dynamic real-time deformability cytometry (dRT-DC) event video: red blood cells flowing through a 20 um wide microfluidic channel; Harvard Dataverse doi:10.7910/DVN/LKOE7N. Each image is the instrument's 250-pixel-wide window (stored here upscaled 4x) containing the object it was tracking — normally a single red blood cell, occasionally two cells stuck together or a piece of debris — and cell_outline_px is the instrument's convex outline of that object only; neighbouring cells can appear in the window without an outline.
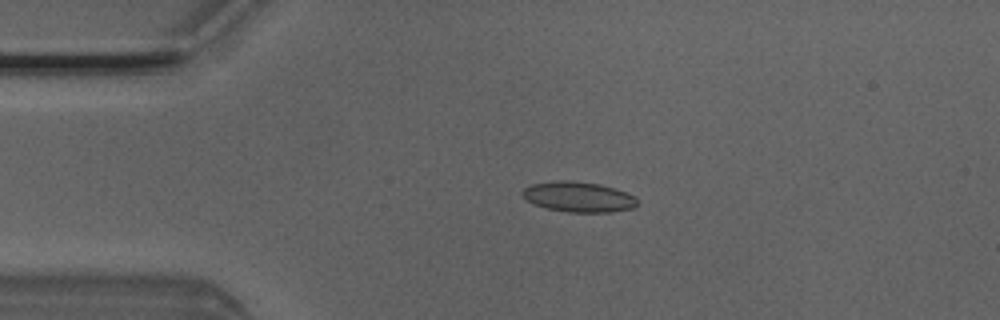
{"species": "Egyptian fruit bat (a non-hibernating species)", "species_latin": "Rousettus aegyptiacus", "temperature_condition": "room temperature", "stored_images_in_passage": 5, "camera_frame_rate_fps": 3000, "um_per_image_px": 0.085, "animal": {"sex": "male"}, "frame": {"image": 1, "passage_image": 4, "time_ms": 1.0, "image_size_px": [1000, 320], "cell_outline_px": [[636, 204], [632, 208], [612, 212], [568, 212], [548, 208], [536, 204], [528, 200], [520, 192], [524, 188], [532, 184], [564, 180], [568, 180], [600, 184], [636, 196]], "centroid_in_image_um": [49.18, 16.73], "position_along_channel_um": 35.8, "area_um2": 19.88}}